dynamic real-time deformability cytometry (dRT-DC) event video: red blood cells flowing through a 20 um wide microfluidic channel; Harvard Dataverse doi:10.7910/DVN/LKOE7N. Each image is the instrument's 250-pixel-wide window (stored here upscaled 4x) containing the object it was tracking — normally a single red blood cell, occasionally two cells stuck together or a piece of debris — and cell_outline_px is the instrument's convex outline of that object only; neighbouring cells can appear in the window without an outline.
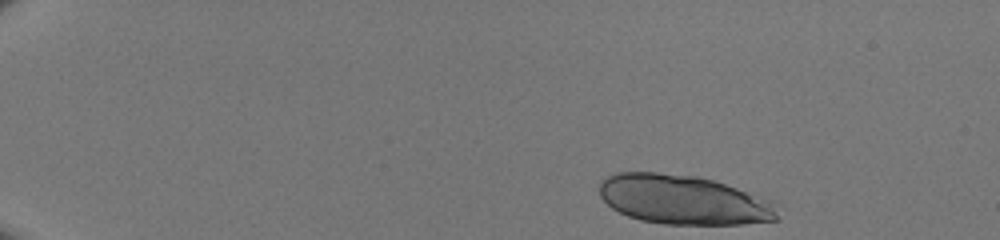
{"species": "human", "species_latin": "Homo sapiens", "temperature_condition": "room temperature", "stored_images_in_passage": 43, "camera_frame_rate_fps": 3000, "um_per_image_px": 0.085, "donor": {"sex": "male"}, "frame": {"image": 1, "passage_image": 1, "time_ms": 0.0, "image_size_px": [1000, 240], "cell_outline_px": [[776, 220], [740, 224], [664, 224], [640, 220], [628, 216], [612, 208], [600, 196], [600, 184], [608, 176], [620, 172], [656, 172], [692, 176], [712, 180], [736, 188], [744, 192], [768, 208], [776, 216]], "centroid_in_image_um": [57.85, 16.98], "position_along_channel_um": 27.1, "area_um2": 49.13}}
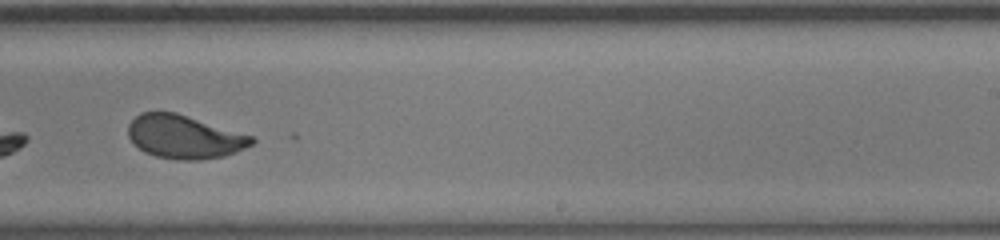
{"frame": {"image": 2, "passage_image": 28, "time_ms": 9.0, "image_size_px": [1000, 240], "cell_outline_px": [[256, 140], [252, 144], [236, 152], [224, 156], [200, 160], [180, 160], [156, 156], [144, 152], [128, 136], [128, 124], [140, 112], [176, 112], [252, 136]], "centroid_in_image_um": [15.66, 11.63], "position_along_channel_um": 273.3, "area_um2": 31.04}}
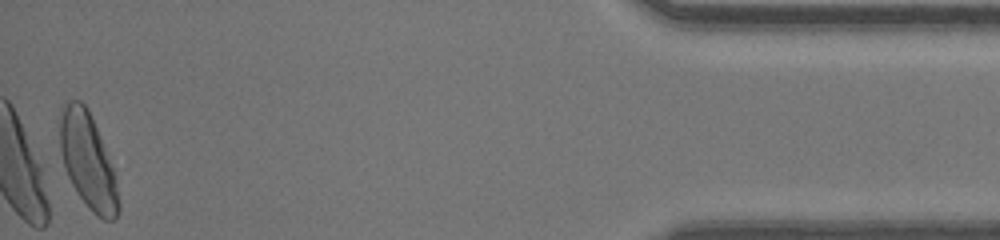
{"frame": {"image": 3, "passage_image": 43, "time_ms": 14.0, "image_size_px": [1000, 240], "cell_outline_px": [[120, 208], [116, 216], [112, 220], [104, 220], [96, 216], [88, 208], [76, 192], [68, 176], [64, 164], [60, 148], [60, 108], [68, 100], [80, 100], [88, 108], [112, 168], [120, 200]], "centroid_in_image_um": [7.45, 13.69], "position_along_channel_um": 427.8, "area_um2": 32.14}}